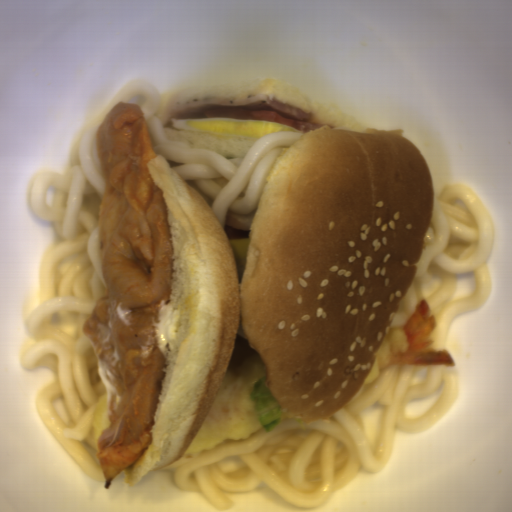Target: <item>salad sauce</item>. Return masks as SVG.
Returning a JSON list of instances; mask_svg holds the SVG:
<instances>
[{
  "mask_svg": "<svg viewBox=\"0 0 512 512\" xmlns=\"http://www.w3.org/2000/svg\"><path fill=\"white\" fill-rule=\"evenodd\" d=\"M131 311L122 307V302L111 301L110 307L107 308V324L92 320L89 323L97 332H83L95 353L98 375L107 389V415H111L117 409L123 398L113 379L116 376L117 363L122 358L114 338V326L119 322L123 325L132 324L129 320Z\"/></svg>",
  "mask_w": 512,
  "mask_h": 512,
  "instance_id": "11859cd6",
  "label": "salad sauce"
},
{
  "mask_svg": "<svg viewBox=\"0 0 512 512\" xmlns=\"http://www.w3.org/2000/svg\"><path fill=\"white\" fill-rule=\"evenodd\" d=\"M180 309H174L164 299H159V307L156 317L151 316L154 334H148L145 342L140 346L138 353L141 357H149L155 349H159L165 366L162 370L168 368L171 350L178 328Z\"/></svg>",
  "mask_w": 512,
  "mask_h": 512,
  "instance_id": "1d5fafd9",
  "label": "salad sauce"
}]
</instances>
